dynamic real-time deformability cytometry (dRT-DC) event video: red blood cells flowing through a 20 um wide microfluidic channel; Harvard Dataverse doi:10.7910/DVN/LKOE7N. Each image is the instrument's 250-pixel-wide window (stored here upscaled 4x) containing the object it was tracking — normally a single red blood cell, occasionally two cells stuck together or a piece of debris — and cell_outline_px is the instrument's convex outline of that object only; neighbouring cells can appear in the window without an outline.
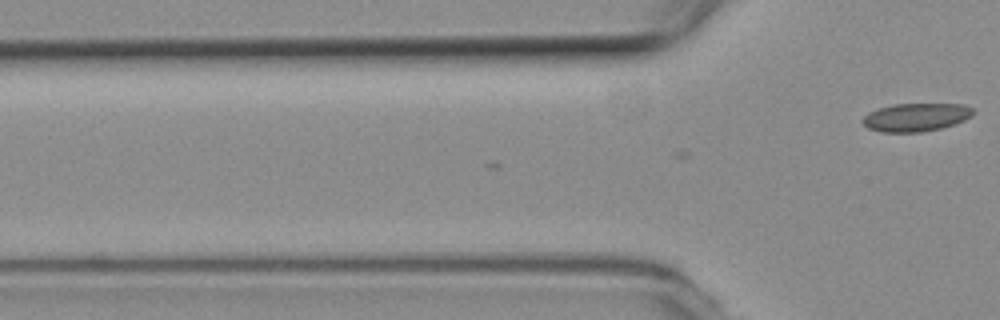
{"species": "common noctule bat (a hibernating species)", "species_latin": "Nyctalus noctula", "temperature_condition": "room temperature", "stored_images_in_passage": 8, "camera_frame_rate_fps": 3000, "um_per_image_px": 0.085, "animal": {"sex": "female", "body_mass_g": 19.3, "forearm_length_mm": 54.1}, "frame": {"image": 1, "passage_image": 8, "time_ms": 2.333, "image_size_px": [1000, 320], "cell_outline_px": [[976, 112], [972, 116], [964, 120], [940, 128], [920, 132], [880, 132], [868, 128], [860, 120], [868, 112], [892, 104], [964, 104], [972, 108]], "centroid_in_image_um": [77.84, 9.96], "position_along_channel_um": 48.0, "area_um2": 18.15}}